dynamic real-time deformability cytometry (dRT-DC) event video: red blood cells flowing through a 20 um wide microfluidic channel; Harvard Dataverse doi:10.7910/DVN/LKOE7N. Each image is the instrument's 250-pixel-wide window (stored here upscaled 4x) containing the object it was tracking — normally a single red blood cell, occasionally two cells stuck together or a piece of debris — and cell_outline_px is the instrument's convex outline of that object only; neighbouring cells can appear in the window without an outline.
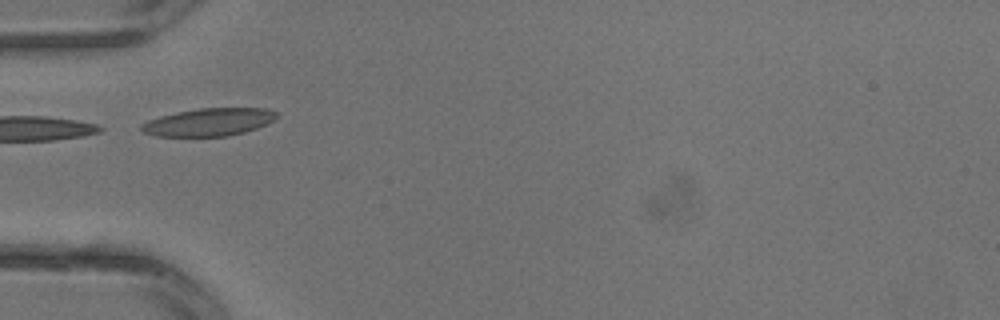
{"species": "common noctule bat (a hibernating species)", "species_latin": "Nyctalus noctula", "temperature_condition": "warm", "stored_images_in_passage": 31, "segment_of_instrument_passage": [2, 2], "camera_frame_rate_fps": 3000, "um_per_image_px": 0.085, "animal": {"sex": "male", "body_mass_g": 13.3}, "frame": {"image": 1, "passage_image": 10, "time_ms": 3.0, "image_size_px": [1000, 320], "cell_outline_px": [[280, 112], [272, 120], [256, 128], [244, 132], [228, 136], [156, 136], [144, 132], [140, 128], [140, 124], [148, 120], [160, 116], [176, 112], [200, 108], [264, 108]], "centroid_in_image_um": [17.73, 10.37], "position_along_channel_um": 67.3, "area_um2": 21.73}}
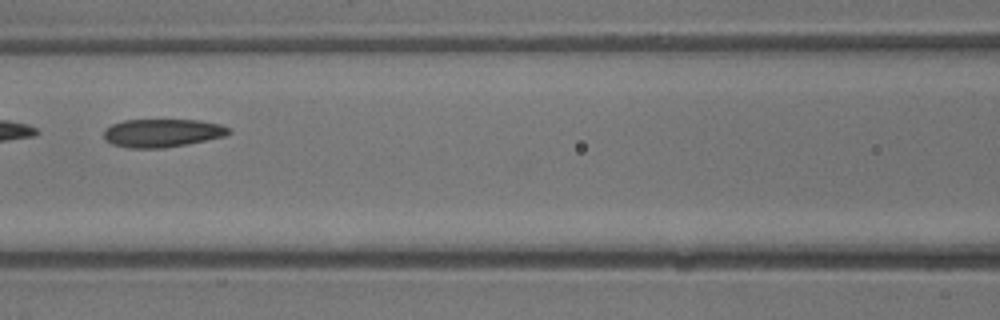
{"frame": {"image": 2, "passage_image": 14, "time_ms": 4.333, "image_size_px": [1000, 320], "cell_outline_px": [[232, 132], [224, 136], [188, 144], [164, 148], [128, 148], [112, 144], [104, 140], [104, 128], [112, 124], [124, 120], [200, 120], [220, 124], [228, 128]], "centroid_in_image_um": [13.76, 11.3], "position_along_channel_um": 152.8, "area_um2": 20.63}}
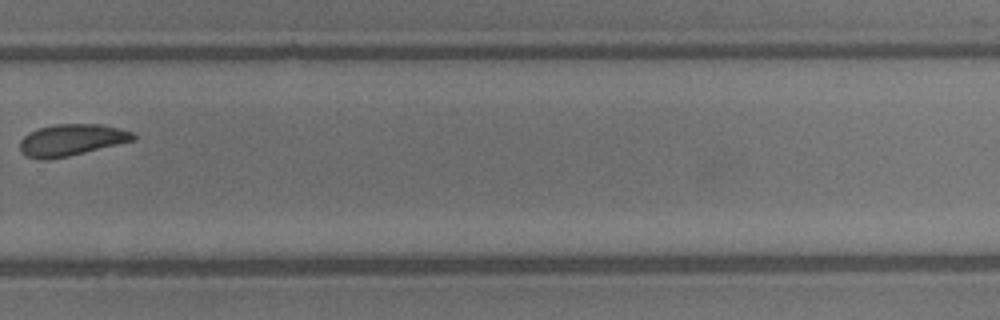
{"frame": {"image": 3, "passage_image": 22, "time_ms": 7.0, "image_size_px": [1000, 320], "cell_outline_px": [[136, 140], [68, 156], [48, 160], [40, 160], [28, 156], [20, 152], [20, 140], [28, 132], [40, 128], [56, 124], [100, 124], [132, 132], [136, 136]], "centroid_in_image_um": [6.05, 11.9], "position_along_channel_um": 323.8, "area_um2": 20.81}}